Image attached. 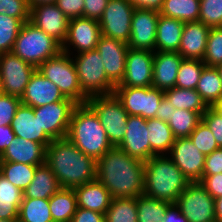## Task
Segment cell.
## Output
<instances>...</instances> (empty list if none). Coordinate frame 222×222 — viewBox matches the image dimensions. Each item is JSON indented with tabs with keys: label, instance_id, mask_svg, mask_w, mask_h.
I'll list each match as a JSON object with an SVG mask.
<instances>
[{
	"label": "cell",
	"instance_id": "cell-45",
	"mask_svg": "<svg viewBox=\"0 0 222 222\" xmlns=\"http://www.w3.org/2000/svg\"><path fill=\"white\" fill-rule=\"evenodd\" d=\"M0 14L18 18L22 23L28 22L30 16L28 0H0Z\"/></svg>",
	"mask_w": 222,
	"mask_h": 222
},
{
	"label": "cell",
	"instance_id": "cell-31",
	"mask_svg": "<svg viewBox=\"0 0 222 222\" xmlns=\"http://www.w3.org/2000/svg\"><path fill=\"white\" fill-rule=\"evenodd\" d=\"M164 97L174 108L197 112L201 116L209 108L195 89L173 87L164 91Z\"/></svg>",
	"mask_w": 222,
	"mask_h": 222
},
{
	"label": "cell",
	"instance_id": "cell-26",
	"mask_svg": "<svg viewBox=\"0 0 222 222\" xmlns=\"http://www.w3.org/2000/svg\"><path fill=\"white\" fill-rule=\"evenodd\" d=\"M77 207L105 214L110 207L112 196L107 188L95 179L81 186L75 187Z\"/></svg>",
	"mask_w": 222,
	"mask_h": 222
},
{
	"label": "cell",
	"instance_id": "cell-39",
	"mask_svg": "<svg viewBox=\"0 0 222 222\" xmlns=\"http://www.w3.org/2000/svg\"><path fill=\"white\" fill-rule=\"evenodd\" d=\"M201 120L202 116L197 112L175 108L167 123L175 138H184L189 137Z\"/></svg>",
	"mask_w": 222,
	"mask_h": 222
},
{
	"label": "cell",
	"instance_id": "cell-43",
	"mask_svg": "<svg viewBox=\"0 0 222 222\" xmlns=\"http://www.w3.org/2000/svg\"><path fill=\"white\" fill-rule=\"evenodd\" d=\"M189 138L204 155H209L214 150L220 148L210 128L203 120L197 124L196 128L189 135Z\"/></svg>",
	"mask_w": 222,
	"mask_h": 222
},
{
	"label": "cell",
	"instance_id": "cell-42",
	"mask_svg": "<svg viewBox=\"0 0 222 222\" xmlns=\"http://www.w3.org/2000/svg\"><path fill=\"white\" fill-rule=\"evenodd\" d=\"M202 61L207 67H216L222 63V27L210 29Z\"/></svg>",
	"mask_w": 222,
	"mask_h": 222
},
{
	"label": "cell",
	"instance_id": "cell-51",
	"mask_svg": "<svg viewBox=\"0 0 222 222\" xmlns=\"http://www.w3.org/2000/svg\"><path fill=\"white\" fill-rule=\"evenodd\" d=\"M107 3L108 0H84L83 17L99 21Z\"/></svg>",
	"mask_w": 222,
	"mask_h": 222
},
{
	"label": "cell",
	"instance_id": "cell-22",
	"mask_svg": "<svg viewBox=\"0 0 222 222\" xmlns=\"http://www.w3.org/2000/svg\"><path fill=\"white\" fill-rule=\"evenodd\" d=\"M183 57L178 52L155 51L153 57L152 87L166 91L175 87Z\"/></svg>",
	"mask_w": 222,
	"mask_h": 222
},
{
	"label": "cell",
	"instance_id": "cell-23",
	"mask_svg": "<svg viewBox=\"0 0 222 222\" xmlns=\"http://www.w3.org/2000/svg\"><path fill=\"white\" fill-rule=\"evenodd\" d=\"M210 29L200 21L185 23L178 54L183 59L203 60Z\"/></svg>",
	"mask_w": 222,
	"mask_h": 222
},
{
	"label": "cell",
	"instance_id": "cell-2",
	"mask_svg": "<svg viewBox=\"0 0 222 222\" xmlns=\"http://www.w3.org/2000/svg\"><path fill=\"white\" fill-rule=\"evenodd\" d=\"M46 164L61 188L74 189L97 179V161L84 154L67 137L53 140L47 146Z\"/></svg>",
	"mask_w": 222,
	"mask_h": 222
},
{
	"label": "cell",
	"instance_id": "cell-46",
	"mask_svg": "<svg viewBox=\"0 0 222 222\" xmlns=\"http://www.w3.org/2000/svg\"><path fill=\"white\" fill-rule=\"evenodd\" d=\"M21 103L17 96L4 94L0 97V126L11 125Z\"/></svg>",
	"mask_w": 222,
	"mask_h": 222
},
{
	"label": "cell",
	"instance_id": "cell-5",
	"mask_svg": "<svg viewBox=\"0 0 222 222\" xmlns=\"http://www.w3.org/2000/svg\"><path fill=\"white\" fill-rule=\"evenodd\" d=\"M61 51L58 41L28 21L23 23L11 52L38 68Z\"/></svg>",
	"mask_w": 222,
	"mask_h": 222
},
{
	"label": "cell",
	"instance_id": "cell-50",
	"mask_svg": "<svg viewBox=\"0 0 222 222\" xmlns=\"http://www.w3.org/2000/svg\"><path fill=\"white\" fill-rule=\"evenodd\" d=\"M222 173V147L206 155L203 175Z\"/></svg>",
	"mask_w": 222,
	"mask_h": 222
},
{
	"label": "cell",
	"instance_id": "cell-20",
	"mask_svg": "<svg viewBox=\"0 0 222 222\" xmlns=\"http://www.w3.org/2000/svg\"><path fill=\"white\" fill-rule=\"evenodd\" d=\"M148 139L147 119L128 115L124 138L117 147L129 156L146 162L151 158V145Z\"/></svg>",
	"mask_w": 222,
	"mask_h": 222
},
{
	"label": "cell",
	"instance_id": "cell-35",
	"mask_svg": "<svg viewBox=\"0 0 222 222\" xmlns=\"http://www.w3.org/2000/svg\"><path fill=\"white\" fill-rule=\"evenodd\" d=\"M17 222H53L49 199L23 198Z\"/></svg>",
	"mask_w": 222,
	"mask_h": 222
},
{
	"label": "cell",
	"instance_id": "cell-13",
	"mask_svg": "<svg viewBox=\"0 0 222 222\" xmlns=\"http://www.w3.org/2000/svg\"><path fill=\"white\" fill-rule=\"evenodd\" d=\"M37 68L12 52L0 54V82L3 93L21 98Z\"/></svg>",
	"mask_w": 222,
	"mask_h": 222
},
{
	"label": "cell",
	"instance_id": "cell-55",
	"mask_svg": "<svg viewBox=\"0 0 222 222\" xmlns=\"http://www.w3.org/2000/svg\"><path fill=\"white\" fill-rule=\"evenodd\" d=\"M15 134L11 125L0 126V153L11 144L10 142L15 138Z\"/></svg>",
	"mask_w": 222,
	"mask_h": 222
},
{
	"label": "cell",
	"instance_id": "cell-54",
	"mask_svg": "<svg viewBox=\"0 0 222 222\" xmlns=\"http://www.w3.org/2000/svg\"><path fill=\"white\" fill-rule=\"evenodd\" d=\"M162 222H188L175 203L171 204L163 217Z\"/></svg>",
	"mask_w": 222,
	"mask_h": 222
},
{
	"label": "cell",
	"instance_id": "cell-57",
	"mask_svg": "<svg viewBox=\"0 0 222 222\" xmlns=\"http://www.w3.org/2000/svg\"><path fill=\"white\" fill-rule=\"evenodd\" d=\"M216 220L222 222V196L215 199Z\"/></svg>",
	"mask_w": 222,
	"mask_h": 222
},
{
	"label": "cell",
	"instance_id": "cell-16",
	"mask_svg": "<svg viewBox=\"0 0 222 222\" xmlns=\"http://www.w3.org/2000/svg\"><path fill=\"white\" fill-rule=\"evenodd\" d=\"M168 156L190 182L203 178L206 155L201 153L189 137L175 138Z\"/></svg>",
	"mask_w": 222,
	"mask_h": 222
},
{
	"label": "cell",
	"instance_id": "cell-37",
	"mask_svg": "<svg viewBox=\"0 0 222 222\" xmlns=\"http://www.w3.org/2000/svg\"><path fill=\"white\" fill-rule=\"evenodd\" d=\"M37 166L2 161L0 165V174L7 178L17 188L24 191L31 183Z\"/></svg>",
	"mask_w": 222,
	"mask_h": 222
},
{
	"label": "cell",
	"instance_id": "cell-56",
	"mask_svg": "<svg viewBox=\"0 0 222 222\" xmlns=\"http://www.w3.org/2000/svg\"><path fill=\"white\" fill-rule=\"evenodd\" d=\"M175 108L166 100L165 97L160 101V106L156 112V118L168 122L171 119V114L174 113Z\"/></svg>",
	"mask_w": 222,
	"mask_h": 222
},
{
	"label": "cell",
	"instance_id": "cell-24",
	"mask_svg": "<svg viewBox=\"0 0 222 222\" xmlns=\"http://www.w3.org/2000/svg\"><path fill=\"white\" fill-rule=\"evenodd\" d=\"M1 154L2 161L39 166L46 162L47 147L41 143L15 137Z\"/></svg>",
	"mask_w": 222,
	"mask_h": 222
},
{
	"label": "cell",
	"instance_id": "cell-19",
	"mask_svg": "<svg viewBox=\"0 0 222 222\" xmlns=\"http://www.w3.org/2000/svg\"><path fill=\"white\" fill-rule=\"evenodd\" d=\"M128 45L120 40L108 38L101 35L96 45L105 68L107 78L116 86L118 85L125 73L126 54Z\"/></svg>",
	"mask_w": 222,
	"mask_h": 222
},
{
	"label": "cell",
	"instance_id": "cell-40",
	"mask_svg": "<svg viewBox=\"0 0 222 222\" xmlns=\"http://www.w3.org/2000/svg\"><path fill=\"white\" fill-rule=\"evenodd\" d=\"M205 66L202 60L183 59L179 66L175 87L196 89L200 74Z\"/></svg>",
	"mask_w": 222,
	"mask_h": 222
},
{
	"label": "cell",
	"instance_id": "cell-14",
	"mask_svg": "<svg viewBox=\"0 0 222 222\" xmlns=\"http://www.w3.org/2000/svg\"><path fill=\"white\" fill-rule=\"evenodd\" d=\"M100 36L99 21L84 17L69 19L68 34L62 45V51L74 55L94 50Z\"/></svg>",
	"mask_w": 222,
	"mask_h": 222
},
{
	"label": "cell",
	"instance_id": "cell-36",
	"mask_svg": "<svg viewBox=\"0 0 222 222\" xmlns=\"http://www.w3.org/2000/svg\"><path fill=\"white\" fill-rule=\"evenodd\" d=\"M105 222H138L136 197L112 198Z\"/></svg>",
	"mask_w": 222,
	"mask_h": 222
},
{
	"label": "cell",
	"instance_id": "cell-18",
	"mask_svg": "<svg viewBox=\"0 0 222 222\" xmlns=\"http://www.w3.org/2000/svg\"><path fill=\"white\" fill-rule=\"evenodd\" d=\"M159 15V12L152 10L134 9L131 35L127 43L129 48L155 52Z\"/></svg>",
	"mask_w": 222,
	"mask_h": 222
},
{
	"label": "cell",
	"instance_id": "cell-62",
	"mask_svg": "<svg viewBox=\"0 0 222 222\" xmlns=\"http://www.w3.org/2000/svg\"><path fill=\"white\" fill-rule=\"evenodd\" d=\"M2 95H4V93H3L2 84H1V82H0V97H1Z\"/></svg>",
	"mask_w": 222,
	"mask_h": 222
},
{
	"label": "cell",
	"instance_id": "cell-25",
	"mask_svg": "<svg viewBox=\"0 0 222 222\" xmlns=\"http://www.w3.org/2000/svg\"><path fill=\"white\" fill-rule=\"evenodd\" d=\"M11 127L16 137L38 142L46 147L53 141L44 130L40 128L38 118L34 117V108L25 104H20L12 119Z\"/></svg>",
	"mask_w": 222,
	"mask_h": 222
},
{
	"label": "cell",
	"instance_id": "cell-59",
	"mask_svg": "<svg viewBox=\"0 0 222 222\" xmlns=\"http://www.w3.org/2000/svg\"><path fill=\"white\" fill-rule=\"evenodd\" d=\"M222 115V98L213 106Z\"/></svg>",
	"mask_w": 222,
	"mask_h": 222
},
{
	"label": "cell",
	"instance_id": "cell-11",
	"mask_svg": "<svg viewBox=\"0 0 222 222\" xmlns=\"http://www.w3.org/2000/svg\"><path fill=\"white\" fill-rule=\"evenodd\" d=\"M134 7L129 0H108L99 20L101 35L128 43Z\"/></svg>",
	"mask_w": 222,
	"mask_h": 222
},
{
	"label": "cell",
	"instance_id": "cell-60",
	"mask_svg": "<svg viewBox=\"0 0 222 222\" xmlns=\"http://www.w3.org/2000/svg\"><path fill=\"white\" fill-rule=\"evenodd\" d=\"M216 69L219 72L220 78L222 80V63L216 66Z\"/></svg>",
	"mask_w": 222,
	"mask_h": 222
},
{
	"label": "cell",
	"instance_id": "cell-48",
	"mask_svg": "<svg viewBox=\"0 0 222 222\" xmlns=\"http://www.w3.org/2000/svg\"><path fill=\"white\" fill-rule=\"evenodd\" d=\"M55 4L68 19L83 17L84 0H56Z\"/></svg>",
	"mask_w": 222,
	"mask_h": 222
},
{
	"label": "cell",
	"instance_id": "cell-27",
	"mask_svg": "<svg viewBox=\"0 0 222 222\" xmlns=\"http://www.w3.org/2000/svg\"><path fill=\"white\" fill-rule=\"evenodd\" d=\"M184 24L181 20L159 15L155 51L178 52Z\"/></svg>",
	"mask_w": 222,
	"mask_h": 222
},
{
	"label": "cell",
	"instance_id": "cell-52",
	"mask_svg": "<svg viewBox=\"0 0 222 222\" xmlns=\"http://www.w3.org/2000/svg\"><path fill=\"white\" fill-rule=\"evenodd\" d=\"M71 222H105V215L96 211L77 207Z\"/></svg>",
	"mask_w": 222,
	"mask_h": 222
},
{
	"label": "cell",
	"instance_id": "cell-10",
	"mask_svg": "<svg viewBox=\"0 0 222 222\" xmlns=\"http://www.w3.org/2000/svg\"><path fill=\"white\" fill-rule=\"evenodd\" d=\"M114 93L121 100L128 115L144 119L156 118L164 91L153 87H115Z\"/></svg>",
	"mask_w": 222,
	"mask_h": 222
},
{
	"label": "cell",
	"instance_id": "cell-47",
	"mask_svg": "<svg viewBox=\"0 0 222 222\" xmlns=\"http://www.w3.org/2000/svg\"><path fill=\"white\" fill-rule=\"evenodd\" d=\"M202 120L208 125L219 147H222V115L213 107H209L202 115Z\"/></svg>",
	"mask_w": 222,
	"mask_h": 222
},
{
	"label": "cell",
	"instance_id": "cell-34",
	"mask_svg": "<svg viewBox=\"0 0 222 222\" xmlns=\"http://www.w3.org/2000/svg\"><path fill=\"white\" fill-rule=\"evenodd\" d=\"M200 0H164L160 15L181 20L184 23L199 20Z\"/></svg>",
	"mask_w": 222,
	"mask_h": 222
},
{
	"label": "cell",
	"instance_id": "cell-49",
	"mask_svg": "<svg viewBox=\"0 0 222 222\" xmlns=\"http://www.w3.org/2000/svg\"><path fill=\"white\" fill-rule=\"evenodd\" d=\"M199 182L212 198L216 199L222 196V173L203 175V178Z\"/></svg>",
	"mask_w": 222,
	"mask_h": 222
},
{
	"label": "cell",
	"instance_id": "cell-38",
	"mask_svg": "<svg viewBox=\"0 0 222 222\" xmlns=\"http://www.w3.org/2000/svg\"><path fill=\"white\" fill-rule=\"evenodd\" d=\"M138 222H162L167 208L172 204L145 194L136 197Z\"/></svg>",
	"mask_w": 222,
	"mask_h": 222
},
{
	"label": "cell",
	"instance_id": "cell-9",
	"mask_svg": "<svg viewBox=\"0 0 222 222\" xmlns=\"http://www.w3.org/2000/svg\"><path fill=\"white\" fill-rule=\"evenodd\" d=\"M188 222H212L216 220L215 199L199 182H190L175 202Z\"/></svg>",
	"mask_w": 222,
	"mask_h": 222
},
{
	"label": "cell",
	"instance_id": "cell-12",
	"mask_svg": "<svg viewBox=\"0 0 222 222\" xmlns=\"http://www.w3.org/2000/svg\"><path fill=\"white\" fill-rule=\"evenodd\" d=\"M77 103L67 98L45 106L34 108V117L38 118L40 128L52 139L66 138L70 119Z\"/></svg>",
	"mask_w": 222,
	"mask_h": 222
},
{
	"label": "cell",
	"instance_id": "cell-41",
	"mask_svg": "<svg viewBox=\"0 0 222 222\" xmlns=\"http://www.w3.org/2000/svg\"><path fill=\"white\" fill-rule=\"evenodd\" d=\"M22 25L18 18L0 14V54L12 51Z\"/></svg>",
	"mask_w": 222,
	"mask_h": 222
},
{
	"label": "cell",
	"instance_id": "cell-29",
	"mask_svg": "<svg viewBox=\"0 0 222 222\" xmlns=\"http://www.w3.org/2000/svg\"><path fill=\"white\" fill-rule=\"evenodd\" d=\"M148 140L151 145V157L155 155H168L175 137L168 123L157 119H147Z\"/></svg>",
	"mask_w": 222,
	"mask_h": 222
},
{
	"label": "cell",
	"instance_id": "cell-58",
	"mask_svg": "<svg viewBox=\"0 0 222 222\" xmlns=\"http://www.w3.org/2000/svg\"><path fill=\"white\" fill-rule=\"evenodd\" d=\"M56 0H28V4L30 7L42 4H54Z\"/></svg>",
	"mask_w": 222,
	"mask_h": 222
},
{
	"label": "cell",
	"instance_id": "cell-1",
	"mask_svg": "<svg viewBox=\"0 0 222 222\" xmlns=\"http://www.w3.org/2000/svg\"><path fill=\"white\" fill-rule=\"evenodd\" d=\"M97 179L113 198L138 197L144 191L145 162L113 146L97 160Z\"/></svg>",
	"mask_w": 222,
	"mask_h": 222
},
{
	"label": "cell",
	"instance_id": "cell-28",
	"mask_svg": "<svg viewBox=\"0 0 222 222\" xmlns=\"http://www.w3.org/2000/svg\"><path fill=\"white\" fill-rule=\"evenodd\" d=\"M60 188L55 174L45 162L37 166L33 180L23 194L24 198L49 199Z\"/></svg>",
	"mask_w": 222,
	"mask_h": 222
},
{
	"label": "cell",
	"instance_id": "cell-15",
	"mask_svg": "<svg viewBox=\"0 0 222 222\" xmlns=\"http://www.w3.org/2000/svg\"><path fill=\"white\" fill-rule=\"evenodd\" d=\"M154 51L128 48L125 73L115 87H152Z\"/></svg>",
	"mask_w": 222,
	"mask_h": 222
},
{
	"label": "cell",
	"instance_id": "cell-6",
	"mask_svg": "<svg viewBox=\"0 0 222 222\" xmlns=\"http://www.w3.org/2000/svg\"><path fill=\"white\" fill-rule=\"evenodd\" d=\"M38 72L53 82L66 97L77 104H85L88 96L82 91L71 55L61 51L58 55L44 61Z\"/></svg>",
	"mask_w": 222,
	"mask_h": 222
},
{
	"label": "cell",
	"instance_id": "cell-53",
	"mask_svg": "<svg viewBox=\"0 0 222 222\" xmlns=\"http://www.w3.org/2000/svg\"><path fill=\"white\" fill-rule=\"evenodd\" d=\"M135 9H146L160 12L164 0H129Z\"/></svg>",
	"mask_w": 222,
	"mask_h": 222
},
{
	"label": "cell",
	"instance_id": "cell-30",
	"mask_svg": "<svg viewBox=\"0 0 222 222\" xmlns=\"http://www.w3.org/2000/svg\"><path fill=\"white\" fill-rule=\"evenodd\" d=\"M49 208L53 222H71L77 209L74 189L60 188L49 198Z\"/></svg>",
	"mask_w": 222,
	"mask_h": 222
},
{
	"label": "cell",
	"instance_id": "cell-44",
	"mask_svg": "<svg viewBox=\"0 0 222 222\" xmlns=\"http://www.w3.org/2000/svg\"><path fill=\"white\" fill-rule=\"evenodd\" d=\"M198 21L210 28L222 27V0H200Z\"/></svg>",
	"mask_w": 222,
	"mask_h": 222
},
{
	"label": "cell",
	"instance_id": "cell-3",
	"mask_svg": "<svg viewBox=\"0 0 222 222\" xmlns=\"http://www.w3.org/2000/svg\"><path fill=\"white\" fill-rule=\"evenodd\" d=\"M190 183L168 155H155L145 162L143 194L175 203Z\"/></svg>",
	"mask_w": 222,
	"mask_h": 222
},
{
	"label": "cell",
	"instance_id": "cell-61",
	"mask_svg": "<svg viewBox=\"0 0 222 222\" xmlns=\"http://www.w3.org/2000/svg\"><path fill=\"white\" fill-rule=\"evenodd\" d=\"M0 222H17V220H5V219H0Z\"/></svg>",
	"mask_w": 222,
	"mask_h": 222
},
{
	"label": "cell",
	"instance_id": "cell-8",
	"mask_svg": "<svg viewBox=\"0 0 222 222\" xmlns=\"http://www.w3.org/2000/svg\"><path fill=\"white\" fill-rule=\"evenodd\" d=\"M98 116L112 146L124 138L128 113L115 93L90 96L86 102Z\"/></svg>",
	"mask_w": 222,
	"mask_h": 222
},
{
	"label": "cell",
	"instance_id": "cell-17",
	"mask_svg": "<svg viewBox=\"0 0 222 222\" xmlns=\"http://www.w3.org/2000/svg\"><path fill=\"white\" fill-rule=\"evenodd\" d=\"M29 22L61 45L67 38L69 19L55 3L30 7Z\"/></svg>",
	"mask_w": 222,
	"mask_h": 222
},
{
	"label": "cell",
	"instance_id": "cell-32",
	"mask_svg": "<svg viewBox=\"0 0 222 222\" xmlns=\"http://www.w3.org/2000/svg\"><path fill=\"white\" fill-rule=\"evenodd\" d=\"M23 191L0 174V219L18 220Z\"/></svg>",
	"mask_w": 222,
	"mask_h": 222
},
{
	"label": "cell",
	"instance_id": "cell-4",
	"mask_svg": "<svg viewBox=\"0 0 222 222\" xmlns=\"http://www.w3.org/2000/svg\"><path fill=\"white\" fill-rule=\"evenodd\" d=\"M67 138L96 161L113 147L98 116L87 103L77 104L73 109Z\"/></svg>",
	"mask_w": 222,
	"mask_h": 222
},
{
	"label": "cell",
	"instance_id": "cell-33",
	"mask_svg": "<svg viewBox=\"0 0 222 222\" xmlns=\"http://www.w3.org/2000/svg\"><path fill=\"white\" fill-rule=\"evenodd\" d=\"M195 90L209 107L222 98V80L216 67L203 68Z\"/></svg>",
	"mask_w": 222,
	"mask_h": 222
},
{
	"label": "cell",
	"instance_id": "cell-21",
	"mask_svg": "<svg viewBox=\"0 0 222 222\" xmlns=\"http://www.w3.org/2000/svg\"><path fill=\"white\" fill-rule=\"evenodd\" d=\"M67 99L59 88L50 80L41 75L38 70L31 76L20 100L22 104L32 108L45 106Z\"/></svg>",
	"mask_w": 222,
	"mask_h": 222
},
{
	"label": "cell",
	"instance_id": "cell-7",
	"mask_svg": "<svg viewBox=\"0 0 222 222\" xmlns=\"http://www.w3.org/2000/svg\"><path fill=\"white\" fill-rule=\"evenodd\" d=\"M82 91L88 96L112 94L115 85L107 78L102 57L97 50L71 55Z\"/></svg>",
	"mask_w": 222,
	"mask_h": 222
}]
</instances>
